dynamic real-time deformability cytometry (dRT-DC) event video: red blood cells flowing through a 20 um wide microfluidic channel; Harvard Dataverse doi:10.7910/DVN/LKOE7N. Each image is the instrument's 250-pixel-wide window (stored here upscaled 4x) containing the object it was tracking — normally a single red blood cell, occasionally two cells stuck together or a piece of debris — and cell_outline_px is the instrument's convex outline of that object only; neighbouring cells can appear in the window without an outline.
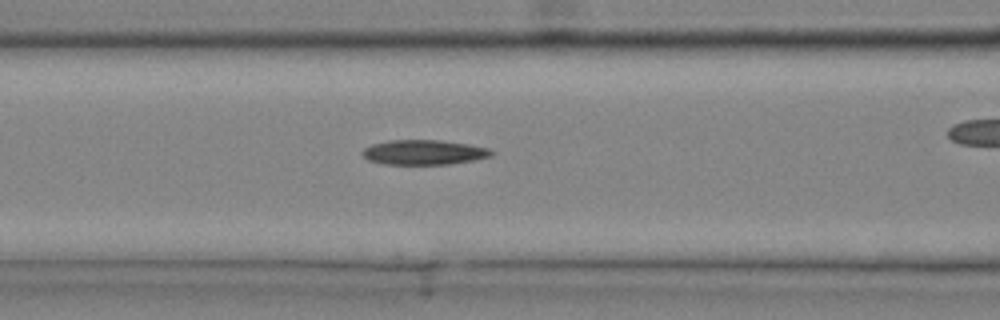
{"species": "common noctule bat (a hibernating species)", "species_latin": "Nyctalus noctula", "temperature_condition": "cold", "stored_images_in_passage": 29, "camera_frame_rate_fps": 3000, "um_per_image_px": 0.085, "animal": {"sex": "male", "body_mass_g": 20.4}, "frame": {"image": 1, "passage_image": 13, "time_ms": 4.0, "image_size_px": [1000, 320], "cell_outline_px": [[496, 152], [492, 156], [472, 160], [448, 164], [384, 164], [368, 160], [360, 152], [364, 148], [372, 144], [388, 140], [440, 140], [468, 144], [488, 148]], "centroid_in_image_um": [36.02, 12.94], "position_along_channel_um": 130.6, "area_um2": 18.67}}